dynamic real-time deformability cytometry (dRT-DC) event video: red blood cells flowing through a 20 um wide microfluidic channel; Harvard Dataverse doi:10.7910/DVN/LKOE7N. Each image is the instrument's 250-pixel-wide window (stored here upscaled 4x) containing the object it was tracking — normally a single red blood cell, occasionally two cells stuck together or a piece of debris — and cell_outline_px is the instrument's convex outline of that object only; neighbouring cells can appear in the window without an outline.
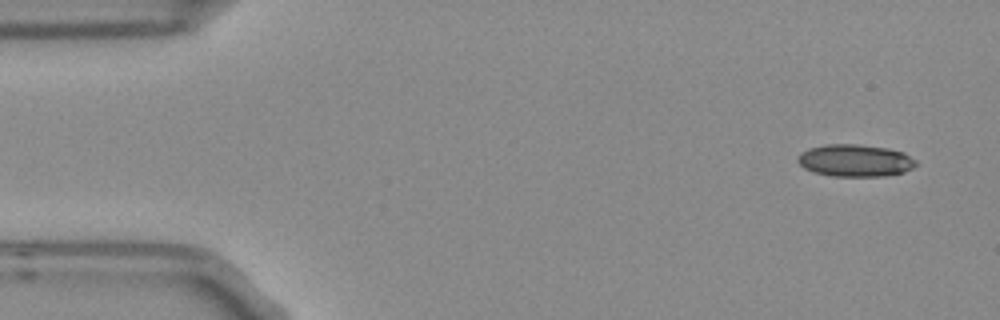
{"species": "Egyptian fruit bat (a non-hibernating species)", "species_latin": "Rousettus aegyptiacus", "temperature_condition": "room temperature", "stored_images_in_passage": 7, "camera_frame_rate_fps": 3000, "um_per_image_px": 0.085, "frame": {"image": 1, "passage_image": 1, "time_ms": 0.0, "image_size_px": [1000, 320], "cell_outline_px": [[920, 164], [904, 172], [884, 176], [832, 176], [816, 172], [804, 168], [796, 160], [800, 152], [808, 148], [824, 144], [856, 144], [888, 148], [904, 152], [916, 160]], "centroid_in_image_um": [72.7, 13.63], "position_along_channel_um": 12.3, "area_um2": 22.37}}
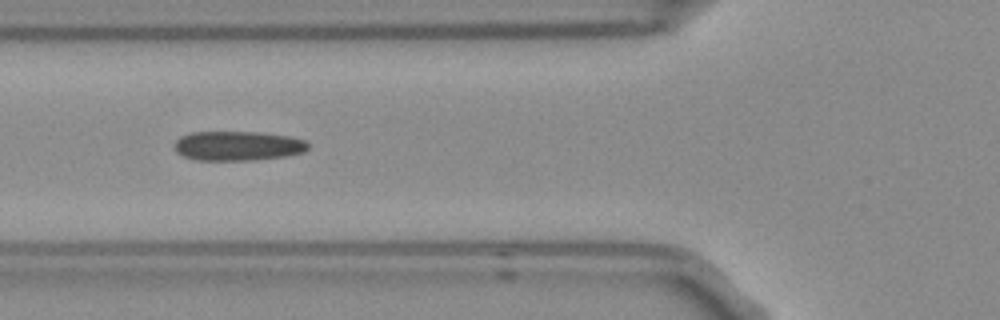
{"frame": {"image": 2, "passage_image": 5, "time_ms": 1.333, "image_size_px": [1000, 320], "cell_outline_px": [[308, 148], [304, 152], [284, 156], [252, 160], [196, 160], [184, 156], [176, 152], [176, 140], [180, 136], [192, 132], [256, 132], [292, 136], [304, 140], [308, 144]], "centroid_in_image_um": [20.22, 12.39], "position_along_channel_um": 105.6, "area_um2": 22.89}}